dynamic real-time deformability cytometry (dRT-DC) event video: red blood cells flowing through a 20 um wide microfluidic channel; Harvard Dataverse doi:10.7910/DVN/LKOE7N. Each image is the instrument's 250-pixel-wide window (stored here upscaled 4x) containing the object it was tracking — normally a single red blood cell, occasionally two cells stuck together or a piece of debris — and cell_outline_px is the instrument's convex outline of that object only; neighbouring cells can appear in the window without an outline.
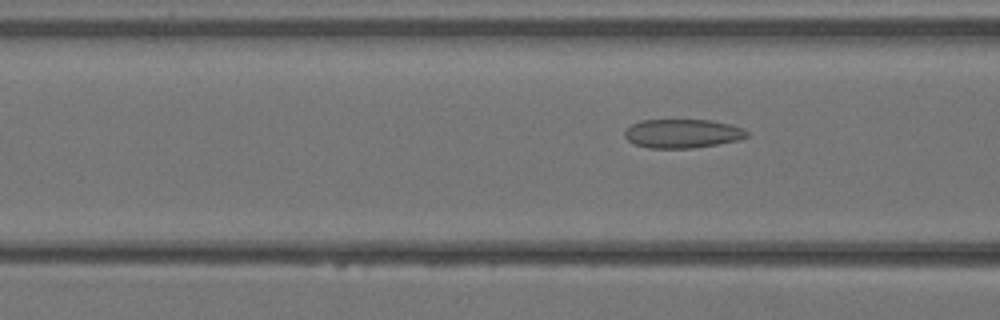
{"species": "Egyptian fruit bat (a non-hibernating species)", "species_latin": "Rousettus aegyptiacus", "temperature_condition": "warm", "stored_images_in_passage": 4, "camera_frame_rate_fps": 3000, "um_per_image_px": 0.085, "animal": {"sex": "female"}, "frame": {"image": 1, "passage_image": 4, "time_ms": 1.0, "image_size_px": [1000, 320], "cell_outline_px": [[748, 136], [740, 140], [692, 148], [648, 148], [636, 144], [628, 140], [624, 136], [624, 132], [632, 124], [640, 120], [708, 120], [732, 124], [744, 128], [748, 132]], "centroid_in_image_um": [58.03, 11.35], "position_along_channel_um": 108.6, "area_um2": 20.58}}